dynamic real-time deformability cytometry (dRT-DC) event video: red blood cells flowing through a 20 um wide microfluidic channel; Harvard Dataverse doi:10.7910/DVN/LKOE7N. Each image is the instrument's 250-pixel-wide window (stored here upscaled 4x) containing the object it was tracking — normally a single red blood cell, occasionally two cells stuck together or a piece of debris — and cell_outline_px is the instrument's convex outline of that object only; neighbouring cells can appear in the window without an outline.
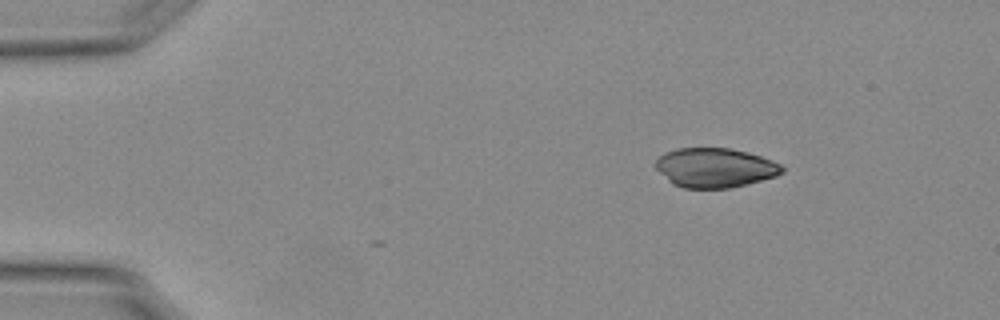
{"species": "Egyptian fruit bat (a non-hibernating species)", "species_latin": "Rousettus aegyptiacus", "temperature_condition": "warm", "stored_images_in_passage": 2, "camera_frame_rate_fps": 3000, "um_per_image_px": 0.085, "animal": {"sex": "female"}, "frame": {"image": 1, "passage_image": 2, "time_ms": 0.333, "image_size_px": [1000, 320], "cell_outline_px": [[784, 172], [776, 176], [728, 188], [684, 188], [672, 184], [656, 168], [656, 160], [664, 152], [676, 148], [732, 148], [748, 152], [760, 156], [780, 164], [784, 168]], "centroid_in_image_um": [60.76, 14.24], "position_along_channel_um": 24.2, "area_um2": 28.9}}